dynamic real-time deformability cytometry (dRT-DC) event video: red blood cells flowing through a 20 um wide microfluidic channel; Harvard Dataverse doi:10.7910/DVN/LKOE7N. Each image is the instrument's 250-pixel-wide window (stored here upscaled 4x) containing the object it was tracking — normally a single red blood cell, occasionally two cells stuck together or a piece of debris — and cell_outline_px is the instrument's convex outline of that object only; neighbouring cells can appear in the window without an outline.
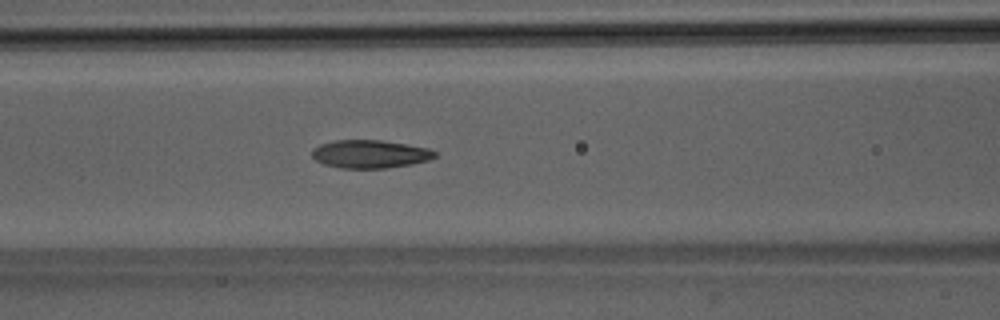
{"species": "Egyptian fruit bat (a non-hibernating species)", "species_latin": "Rousettus aegyptiacus", "temperature_condition": "room temperature", "stored_images_in_passage": 41, "camera_frame_rate_fps": 3000, "um_per_image_px": 0.085, "animal": {"sex": "male"}, "frame": {"image": 1, "passage_image": 12, "time_ms": 3.667, "image_size_px": [1000, 320], "cell_outline_px": [[436, 156], [428, 160], [412, 164], [388, 168], [340, 168], [324, 164], [316, 160], [312, 156], [312, 148], [320, 144], [336, 140], [380, 140], [428, 148], [436, 152]], "centroid_in_image_um": [31.43, 13.1], "position_along_channel_um": 135.2, "area_um2": 20.06}}
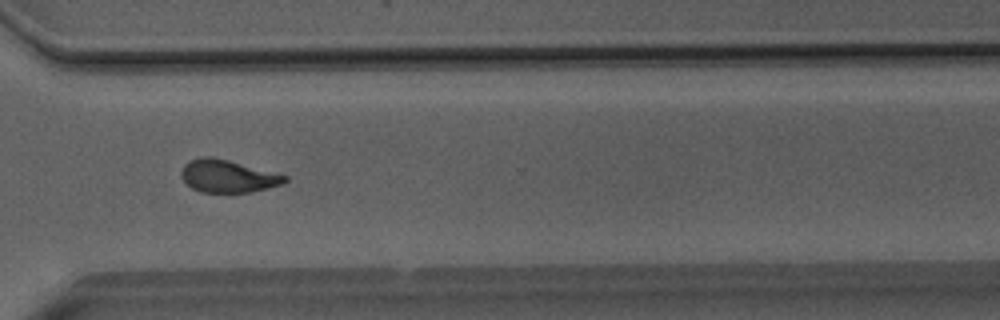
{"frame": {"image": 2, "passage_image": 28, "time_ms": 9.0, "image_size_px": [1000, 320], "cell_outline_px": [[288, 180], [284, 184], [248, 192], [200, 192], [192, 188], [180, 176], [180, 172], [184, 164], [200, 156], [212, 156], [228, 160], [288, 176]], "centroid_in_image_um": [19.34, 14.97], "position_along_channel_um": 351.3, "area_um2": 19.54}}
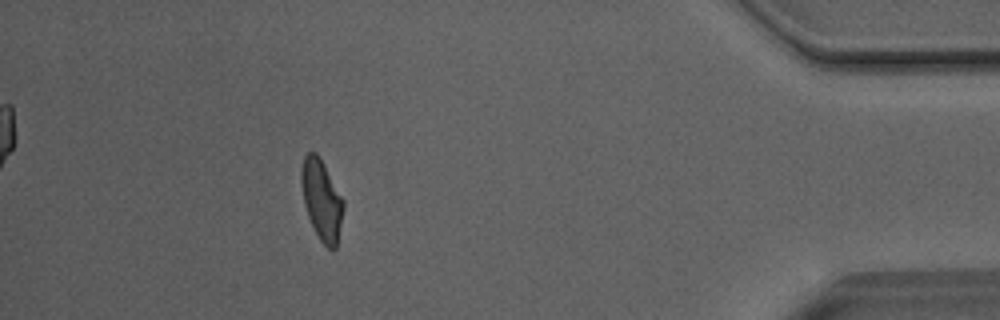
{"frame": {"image": 3, "passage_image": 36, "time_ms": 11.667, "image_size_px": [1000, 320], "cell_outline_px": [[344, 208], [336, 248], [332, 252], [320, 240], [308, 216], [304, 204], [300, 180], [300, 168], [304, 156], [308, 152], [316, 152], [344, 200]], "centroid_in_image_um": [27.33, 16.99], "position_along_channel_um": 407.9, "area_um2": 19.59}, "authors_computed_cell_mechanics": {"area_um2": 19.941, "velocity_mm_per_s": 4.0559, "shape_relaxation_time_tau1_ms": 6.609, "shape_relaxation_time_tau2_ms": 2.0815, "deformation_change_tau1": 0.192, "deformation_change_tau2": 0.0844}}